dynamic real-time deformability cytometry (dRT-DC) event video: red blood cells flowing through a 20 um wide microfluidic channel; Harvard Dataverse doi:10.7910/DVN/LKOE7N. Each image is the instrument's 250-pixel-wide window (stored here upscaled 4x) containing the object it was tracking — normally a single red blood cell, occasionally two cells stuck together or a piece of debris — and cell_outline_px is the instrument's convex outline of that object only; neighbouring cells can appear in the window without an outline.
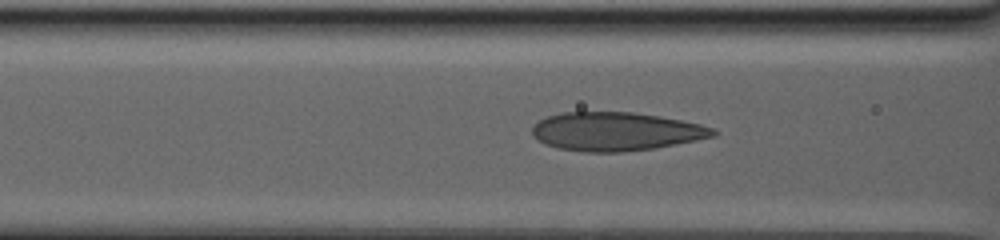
{"species": "human", "species_latin": "Homo sapiens", "temperature_condition": "warm", "stored_images_in_passage": 66, "camera_frame_rate_fps": 3000, "um_per_image_px": 0.085, "donor": {"sex": "male"}, "frame": {"image": 1, "passage_image": 30, "time_ms": 12.667, "image_size_px": [1000, 240], "cell_outline_px": [[716, 136], [676, 144], [652, 148], [620, 152], [584, 152], [560, 148], [544, 144], [532, 136], [532, 128], [540, 120], [548, 116], [560, 112], [632, 112], [660, 116], [700, 124], [712, 128], [716, 132]], "centroid_in_image_um": [52.32, 11.17], "position_along_channel_um": 114.3, "area_um2": 40.46}}
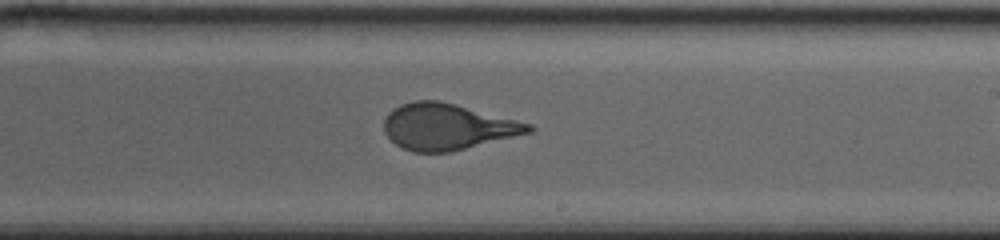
{"frame": {"image": 2, "passage_image": 44, "time_ms": 18.0, "image_size_px": [1000, 240], "cell_outline_px": [[536, 128], [532, 132], [448, 152], [412, 152], [396, 144], [384, 132], [384, 120], [400, 104], [416, 100], [440, 100], [456, 104], [532, 124]], "centroid_in_image_um": [38.05, 10.76], "position_along_channel_um": 251.0, "area_um2": 38.44}}
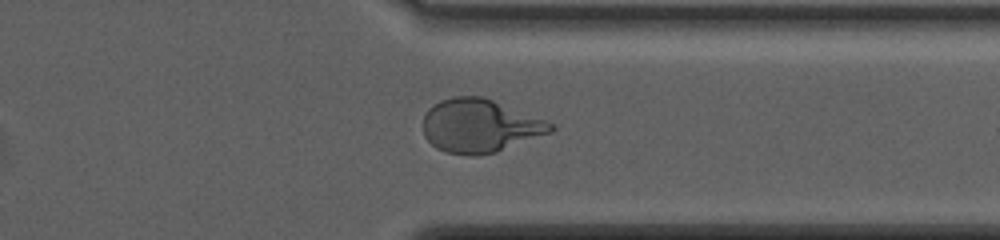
{"frame": {"image": 3, "passage_image": 59, "time_ms": 22.667, "image_size_px": [1000, 240], "cell_outline_px": [[556, 128], [552, 132], [496, 152], [476, 156], [472, 156], [448, 152], [436, 148], [424, 136], [424, 116], [428, 108], [440, 100], [452, 96], [484, 96], [544, 120], [552, 124]], "centroid_in_image_um": [40.77, 10.69], "position_along_channel_um": 370.6, "area_um2": 39.54}}